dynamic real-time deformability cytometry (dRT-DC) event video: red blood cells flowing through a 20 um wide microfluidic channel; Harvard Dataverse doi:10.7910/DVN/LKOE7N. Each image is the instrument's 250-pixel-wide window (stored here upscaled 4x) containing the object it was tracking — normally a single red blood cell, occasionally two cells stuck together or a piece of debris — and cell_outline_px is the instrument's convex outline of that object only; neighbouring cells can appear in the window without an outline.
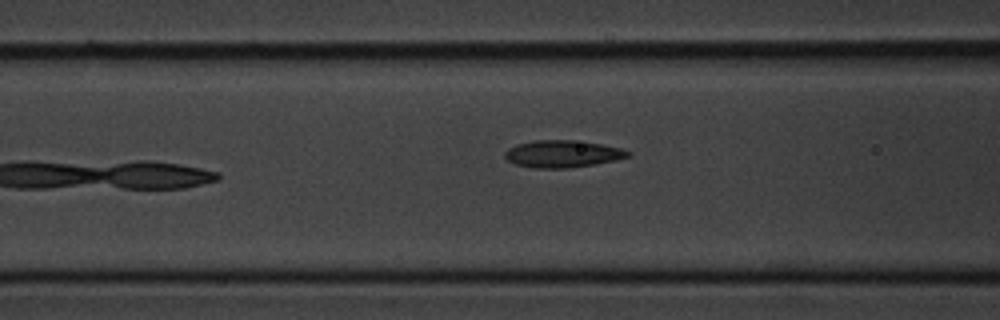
{"species": "common noctule bat (a hibernating species)", "species_latin": "Nyctalus noctula", "temperature_condition": "cold", "stored_images_in_passage": 7, "camera_frame_rate_fps": 3000, "um_per_image_px": 0.085, "animal": {"sex": "male", "body_mass_g": 20.1, "forearm_length_mm": 53.5}, "frame": {"image": 1, "passage_image": 6, "time_ms": 7.0, "image_size_px": [1000, 320], "cell_outline_px": [[632, 156], [616, 160], [596, 164], [568, 168], [536, 168], [516, 164], [508, 160], [504, 156], [504, 152], [508, 148], [516, 144], [536, 140], [572, 140], [600, 144], [620, 148], [632, 152]], "centroid_in_image_um": [47.83, 13.08], "position_along_channel_um": 118.8, "area_um2": 19.48}}
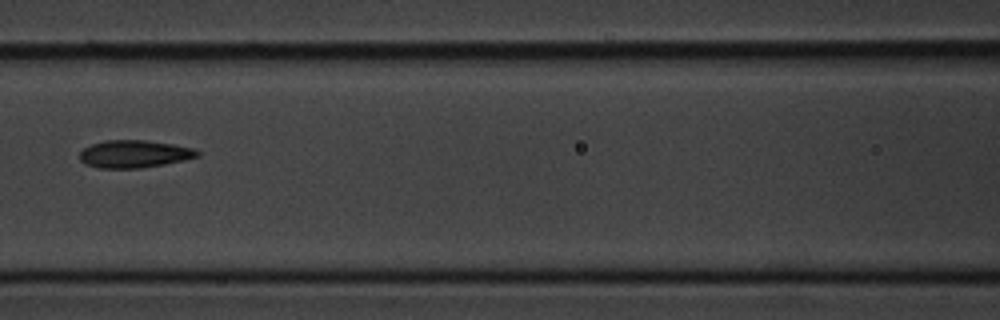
{"frame": {"image": 2, "passage_image": 7, "time_ms": 8.0, "image_size_px": [1000, 320], "cell_outline_px": [[200, 156], [184, 160], [164, 164], [140, 168], [100, 168], [84, 164], [80, 160], [80, 152], [84, 148], [92, 144], [104, 140], [144, 140], [172, 144], [196, 148], [200, 152]], "centroid_in_image_um": [11.43, 13.08], "position_along_channel_um": 155.2, "area_um2": 18.96}}